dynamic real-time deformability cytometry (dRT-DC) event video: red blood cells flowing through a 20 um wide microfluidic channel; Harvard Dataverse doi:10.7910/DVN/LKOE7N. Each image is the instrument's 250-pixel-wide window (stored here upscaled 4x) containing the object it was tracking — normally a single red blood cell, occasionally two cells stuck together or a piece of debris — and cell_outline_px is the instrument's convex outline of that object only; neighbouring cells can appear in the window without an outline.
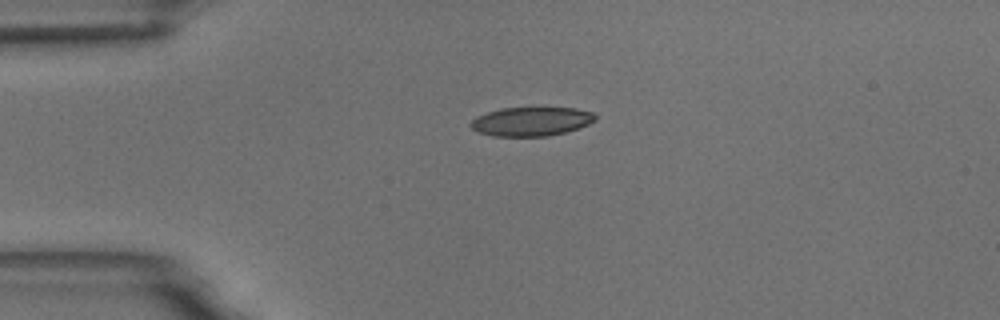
{"species": "common noctule bat (a hibernating species)", "species_latin": "Nyctalus noctula", "temperature_condition": "room temperature", "stored_images_in_passage": 3, "camera_frame_rate_fps": 3000, "um_per_image_px": 0.085, "animal": {"sex": "male", "body_mass_g": 18.8}, "frame": {"image": 1, "passage_image": 1, "time_ms": 0.0, "image_size_px": [1000, 320], "cell_outline_px": [[596, 120], [580, 128], [548, 136], [492, 136], [476, 132], [468, 124], [476, 116], [488, 112], [504, 108], [576, 108], [592, 112], [596, 116]], "centroid_in_image_um": [45.14, 10.33], "position_along_channel_um": 39.9, "area_um2": 21.04}}